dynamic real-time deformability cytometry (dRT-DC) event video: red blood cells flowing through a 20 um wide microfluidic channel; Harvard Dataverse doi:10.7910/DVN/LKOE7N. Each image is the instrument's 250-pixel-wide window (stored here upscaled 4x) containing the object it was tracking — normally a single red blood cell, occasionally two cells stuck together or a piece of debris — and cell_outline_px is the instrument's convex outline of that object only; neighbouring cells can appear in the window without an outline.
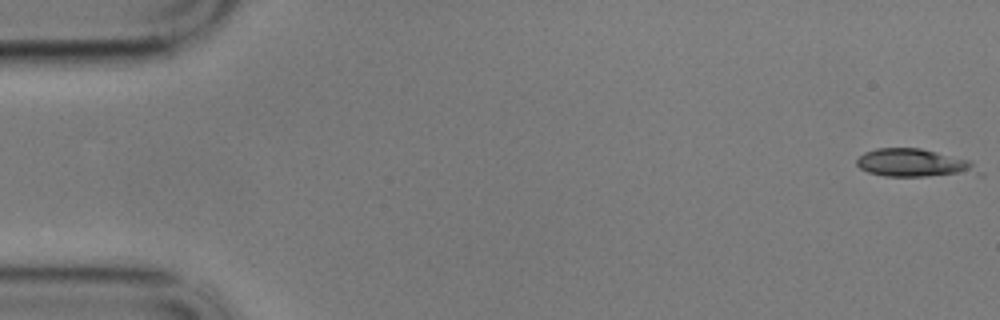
{"species": "common noctule bat (a hibernating species)", "species_latin": "Nyctalus noctula", "temperature_condition": "cold", "stored_images_in_passage": 11, "camera_frame_rate_fps": 3000, "um_per_image_px": 0.085, "animal": {"sex": "male", "body_mass_g": 17.9}, "frame": {"image": 1, "passage_image": 1, "time_ms": 0.0, "image_size_px": [1000, 320], "cell_outline_px": [[984, 176], [884, 176], [868, 172], [860, 168], [856, 164], [856, 160], [864, 152], [876, 148], [920, 148], [972, 160], [984, 172]], "centroid_in_image_um": [77.85, 13.88], "position_along_channel_um": 7.1, "area_um2": 20.58}}